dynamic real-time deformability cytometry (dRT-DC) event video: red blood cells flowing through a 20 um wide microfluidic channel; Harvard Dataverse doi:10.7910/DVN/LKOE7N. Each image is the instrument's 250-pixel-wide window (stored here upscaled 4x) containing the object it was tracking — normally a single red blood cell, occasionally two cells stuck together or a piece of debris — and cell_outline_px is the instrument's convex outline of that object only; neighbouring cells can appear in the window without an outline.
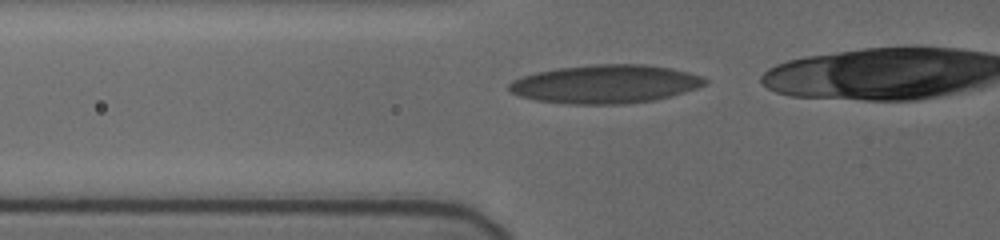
{"species": "human", "species_latin": "Homo sapiens", "temperature_condition": "cold", "stored_images_in_passage": 31, "camera_frame_rate_fps": 3000, "um_per_image_px": 0.085, "donor": {"sex": "female"}, "frame": {"image": 1, "passage_image": 2, "time_ms": 0.333, "image_size_px": [1000, 240], "cell_outline_px": [[708, 84], [672, 96], [656, 100], [624, 104], [564, 104], [536, 100], [520, 96], [512, 92], [508, 88], [508, 84], [512, 80], [536, 72], [556, 68], [596, 64], [644, 64], [672, 68], [688, 72], [700, 76], [708, 80]], "centroid_in_image_um": [51.47, 7.15], "position_along_channel_um": 74.3, "area_um2": 44.1}}
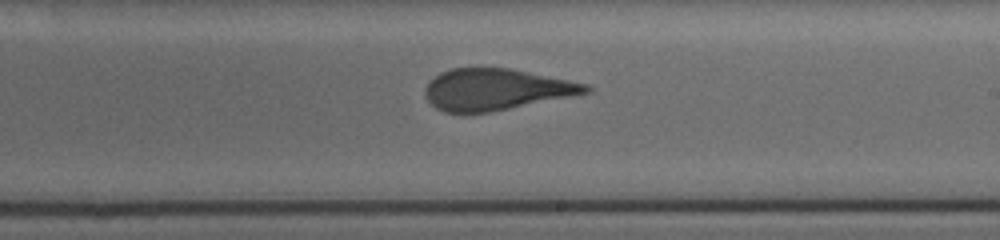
{"frame": {"image": 2, "passage_image": 16, "time_ms": 5.0, "image_size_px": [1000, 240], "cell_outline_px": [[592, 88], [588, 92], [488, 112], [444, 112], [436, 108], [428, 100], [424, 92], [428, 80], [440, 72], [452, 68], [508, 68], [588, 84]], "centroid_in_image_um": [42.08, 7.59], "position_along_channel_um": 246.9, "area_um2": 37.97}}
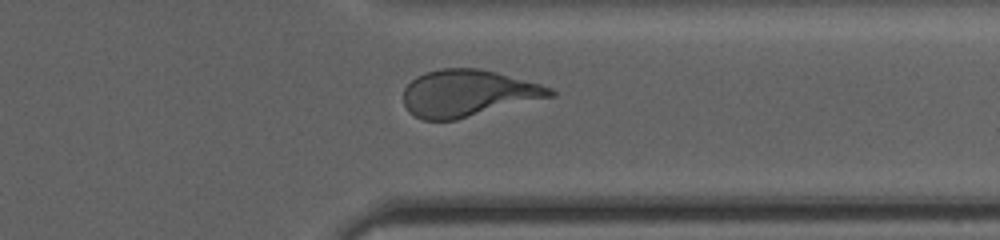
{"frame": {"image": 3, "passage_image": 26, "time_ms": 8.333, "image_size_px": [1000, 240], "cell_outline_px": [[556, 96], [456, 120], [424, 120], [408, 112], [404, 104], [404, 88], [416, 76], [424, 72], [440, 68], [476, 68], [496, 72], [540, 84], [552, 88], [556, 92]], "centroid_in_image_um": [39.78, 7.93], "position_along_channel_um": 371.6, "area_um2": 40.17}}